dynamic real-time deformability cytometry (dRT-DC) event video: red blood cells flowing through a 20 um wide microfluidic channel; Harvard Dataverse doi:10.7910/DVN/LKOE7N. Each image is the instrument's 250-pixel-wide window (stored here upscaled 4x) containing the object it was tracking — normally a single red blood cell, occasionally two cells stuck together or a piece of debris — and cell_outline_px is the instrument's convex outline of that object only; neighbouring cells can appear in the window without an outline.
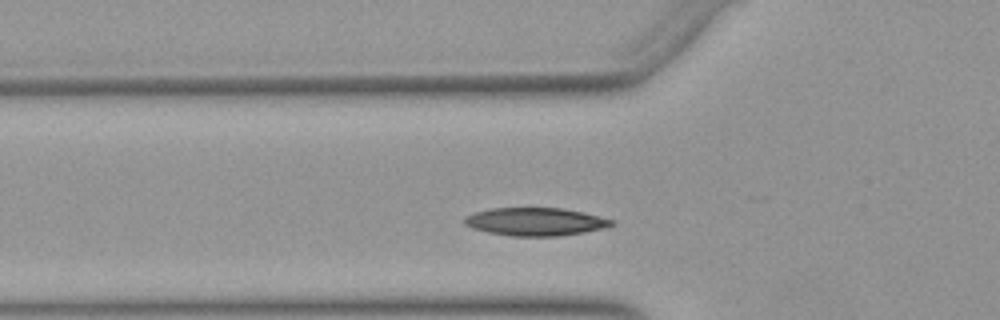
{"species": "Egyptian fruit bat (a non-hibernating species)", "species_latin": "Rousettus aegyptiacus", "temperature_condition": "warm", "stored_images_in_passage": 32, "camera_frame_rate_fps": 3000, "um_per_image_px": 0.085, "animal": {"sex": "female"}, "frame": {"image": 1, "passage_image": 7, "time_ms": 2.0, "image_size_px": [1000, 320], "cell_outline_px": [[616, 224], [604, 228], [584, 232], [556, 236], [512, 236], [488, 232], [472, 228], [464, 224], [464, 216], [476, 212], [492, 208], [564, 208], [584, 212], [616, 220]], "centroid_in_image_um": [45.55, 18.84], "position_along_channel_um": 80.3, "area_um2": 24.1}}
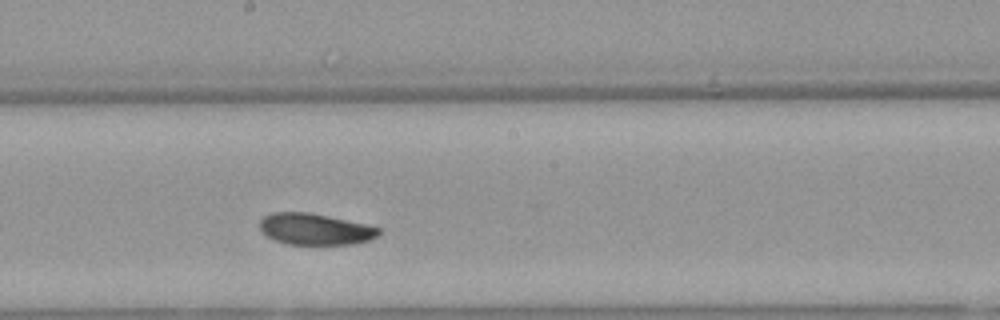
{"frame": {"image": 2, "passage_image": 18, "time_ms": 5.667, "image_size_px": [1000, 320], "cell_outline_px": [[380, 232], [372, 240], [356, 244], [288, 244], [276, 240], [260, 232], [260, 220], [264, 216], [272, 212], [308, 212], [368, 224], [380, 228]], "centroid_in_image_um": [26.8, 19.47], "position_along_channel_um": 221.4, "area_um2": 21.85}}
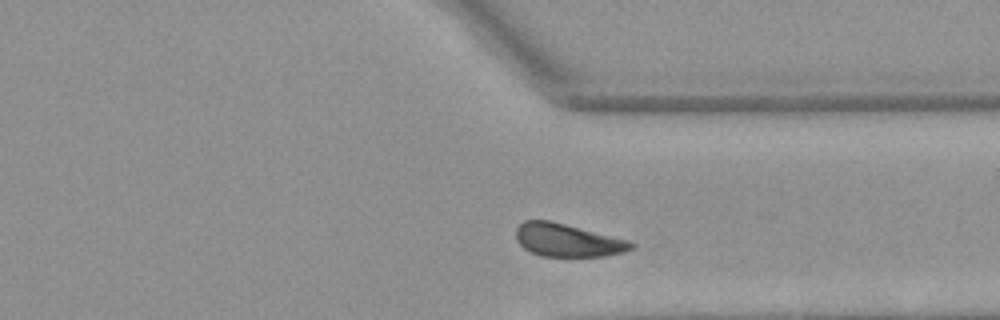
{"frame": {"image": 3, "passage_image": 29, "time_ms": 9.333, "image_size_px": [1000, 320], "cell_outline_px": [[636, 248], [624, 252], [604, 256], [540, 256], [524, 248], [516, 240], [516, 228], [524, 220], [548, 220], [628, 240], [636, 244]], "centroid_in_image_um": [48.25, 20.42], "position_along_channel_um": 363.2, "area_um2": 21.96}, "authors_computed_cell_mechanics": {"area_um2": 22.7154, "velocity_mm_per_s": 3.8536, "shape_relaxation_time_tau1_ms": 2.3153, "shape_relaxation_time_tau2_ms": null, "deformation_change_tau1": 0.1022, "deformation_change_tau2": null}}